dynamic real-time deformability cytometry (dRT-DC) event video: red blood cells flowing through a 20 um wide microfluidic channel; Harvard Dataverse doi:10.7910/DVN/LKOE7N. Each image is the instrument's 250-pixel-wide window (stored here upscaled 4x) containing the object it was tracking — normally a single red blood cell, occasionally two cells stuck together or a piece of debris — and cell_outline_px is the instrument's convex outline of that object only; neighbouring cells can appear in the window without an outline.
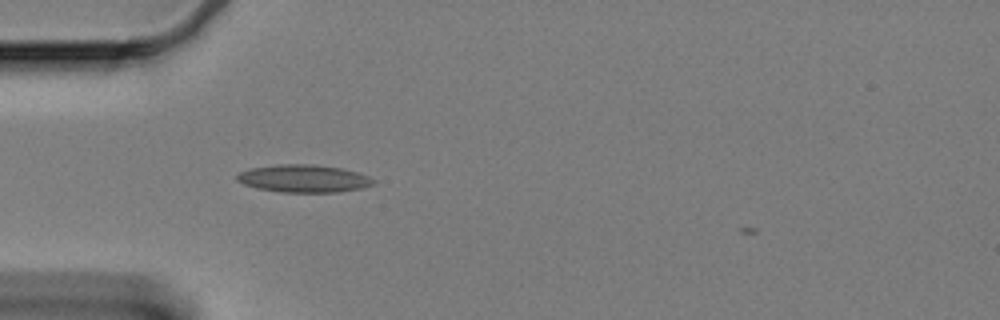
{"species": "Egyptian fruit bat (a non-hibernating species)", "species_latin": "Rousettus aegyptiacus", "temperature_condition": "cold", "stored_images_in_passage": 40, "camera_frame_rate_fps": 3000, "um_per_image_px": 0.085, "animal": {"sex": "female"}, "frame": {"image": 1, "passage_image": 2, "time_ms": 0.333, "image_size_px": [1000, 320], "cell_outline_px": [[376, 180], [372, 184], [360, 188], [336, 192], [280, 192], [256, 188], [244, 184], [236, 180], [236, 176], [240, 172], [248, 168], [280, 164], [312, 164], [340, 168], [356, 172], [368, 176]], "centroid_in_image_um": [25.76, 15.17], "position_along_channel_um": 59.2, "area_um2": 21.85}}
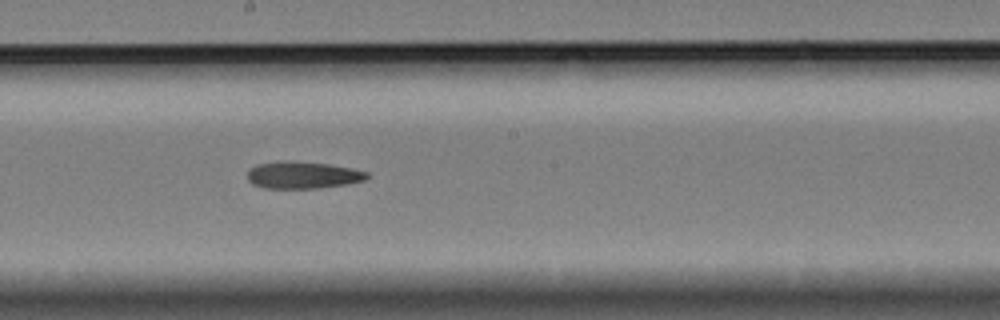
{"frame": {"image": 2, "passage_image": 17, "time_ms": 5.333, "image_size_px": [1000, 320], "cell_outline_px": [[372, 176], [364, 180], [348, 184], [316, 188], [264, 188], [252, 184], [248, 180], [248, 172], [256, 164], [280, 160], [288, 160], [328, 164], [352, 168], [368, 172]], "centroid_in_image_um": [25.75, 14.87], "position_along_channel_um": 222.4, "area_um2": 19.02}}
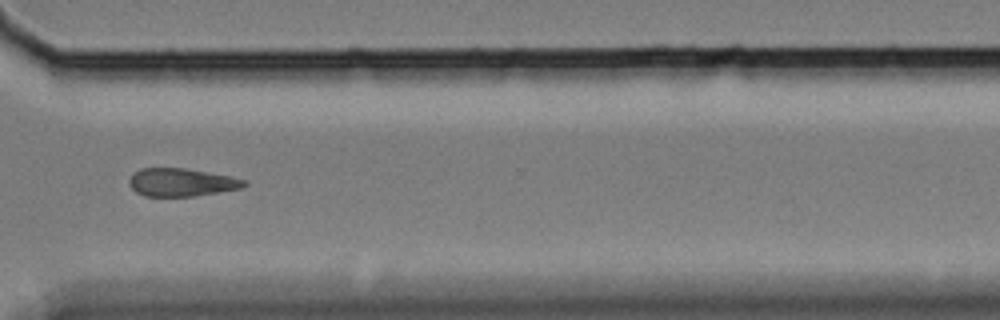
{"frame": {"image": 3, "passage_image": 29, "time_ms": 9.333, "image_size_px": [1000, 320], "cell_outline_px": [[248, 184], [244, 188], [196, 196], [144, 196], [136, 192], [128, 184], [128, 180], [132, 172], [140, 168], [184, 168], [228, 176], [248, 180]], "centroid_in_image_um": [15.41, 15.5], "position_along_channel_um": 355.2, "area_um2": 18.96}}